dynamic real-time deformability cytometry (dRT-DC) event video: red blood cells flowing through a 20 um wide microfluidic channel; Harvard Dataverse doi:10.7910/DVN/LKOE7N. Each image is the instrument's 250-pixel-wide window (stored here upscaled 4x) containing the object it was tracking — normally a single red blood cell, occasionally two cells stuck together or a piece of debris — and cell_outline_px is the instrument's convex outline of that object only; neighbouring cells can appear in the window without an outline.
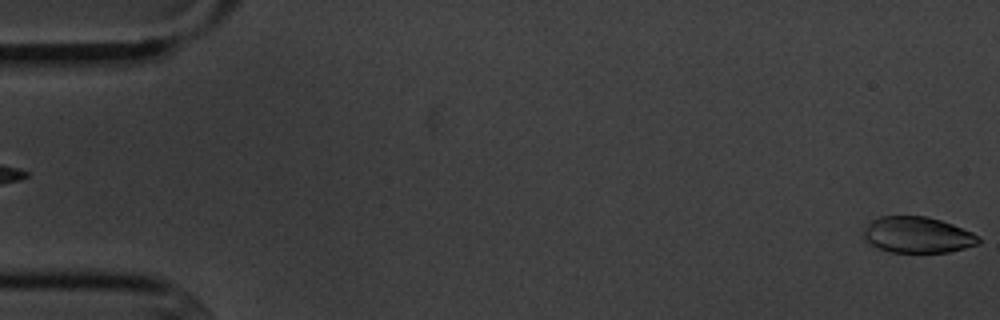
{"species": "common noctule bat (a hibernating species)", "species_latin": "Nyctalus noctula", "temperature_condition": "cold", "stored_images_in_passage": 2, "camera_frame_rate_fps": 3000, "um_per_image_px": 0.085, "animal": {"sex": "male", "body_mass_g": 20.1, "forearm_length_mm": 53.5}, "frame": {"image": 1, "passage_image": 2, "time_ms": 2.0, "image_size_px": [1000, 320], "cell_outline_px": [[980, 244], [948, 252], [888, 252], [876, 248], [868, 244], [864, 240], [864, 228], [872, 220], [880, 216], [924, 216], [940, 220], [952, 224], [972, 232], [980, 236]], "centroid_in_image_um": [77.97, 19.97], "position_along_channel_um": 7.0, "area_um2": 24.33}}